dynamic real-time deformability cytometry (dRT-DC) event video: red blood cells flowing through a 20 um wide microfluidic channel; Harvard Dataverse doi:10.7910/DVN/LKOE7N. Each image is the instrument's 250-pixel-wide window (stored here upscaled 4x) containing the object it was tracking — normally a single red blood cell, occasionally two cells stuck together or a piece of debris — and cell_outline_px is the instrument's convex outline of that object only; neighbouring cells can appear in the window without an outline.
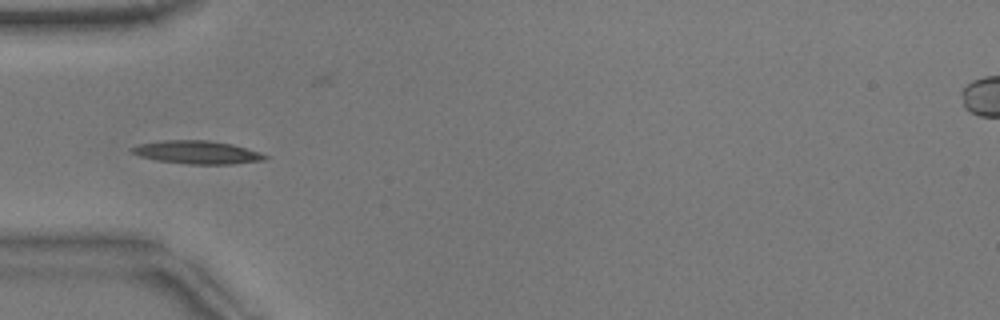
{"species": "common noctule bat (a hibernating species)", "species_latin": "Nyctalus noctula", "temperature_condition": "warm", "stored_images_in_passage": 38, "camera_frame_rate_fps": 3000, "um_per_image_px": 0.085, "animal": {"sex": "male", "body_mass_g": 17.9}, "frame": {"image": 1, "passage_image": 1, "time_ms": 0.0, "image_size_px": [1000, 320], "cell_outline_px": [[268, 160], [228, 164], [184, 164], [156, 160], [140, 156], [132, 152], [132, 148], [140, 144], [160, 140], [208, 140], [232, 144], [260, 152], [268, 156]], "centroid_in_image_um": [16.79, 12.95], "position_along_channel_um": 68.2, "area_um2": 17.92}}
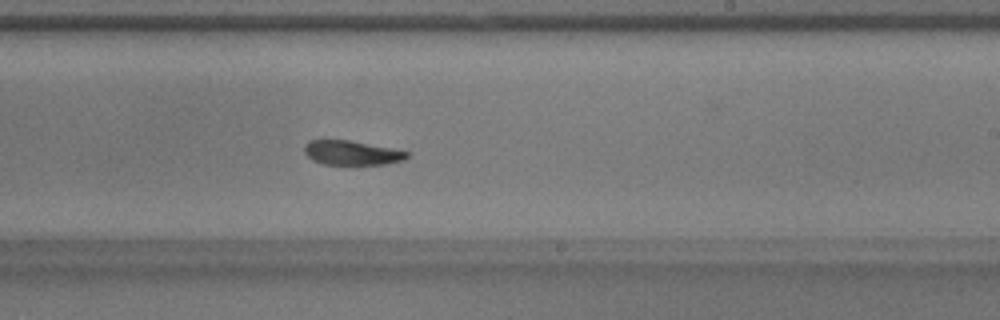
{"frame": {"image": 2, "passage_image": 16, "time_ms": 5.0, "image_size_px": [1000, 320], "cell_outline_px": [[408, 156], [400, 160], [384, 164], [324, 164], [312, 160], [304, 152], [304, 144], [308, 140], [348, 140], [408, 152]], "centroid_in_image_um": [29.8, 12.98], "position_along_channel_um": 259.2, "area_um2": 14.16}}
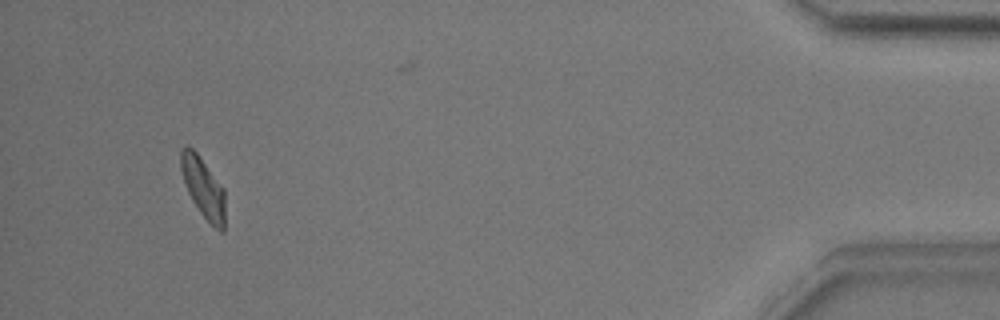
{"frame": {"image": 3, "passage_image": 34, "time_ms": 11.0, "image_size_px": [1000, 320], "cell_outline_px": [[224, 232], [220, 232], [200, 212], [192, 200], [184, 184], [180, 168], [180, 152], [188, 144], [196, 152], [224, 188]], "centroid_in_image_um": [17.26, 15.93], "position_along_channel_um": 417.9, "area_um2": 15.37}, "authors_computed_cell_mechanics": {"area_um2": 15.4615, "velocity_mm_per_s": 3.8116, "shape_relaxation_time_tau1_ms": 6.4917, "shape_relaxation_time_tau2_ms": 2.2682, "deformation_change_tau1": 0.2127, "deformation_change_tau2": 0.0841}}